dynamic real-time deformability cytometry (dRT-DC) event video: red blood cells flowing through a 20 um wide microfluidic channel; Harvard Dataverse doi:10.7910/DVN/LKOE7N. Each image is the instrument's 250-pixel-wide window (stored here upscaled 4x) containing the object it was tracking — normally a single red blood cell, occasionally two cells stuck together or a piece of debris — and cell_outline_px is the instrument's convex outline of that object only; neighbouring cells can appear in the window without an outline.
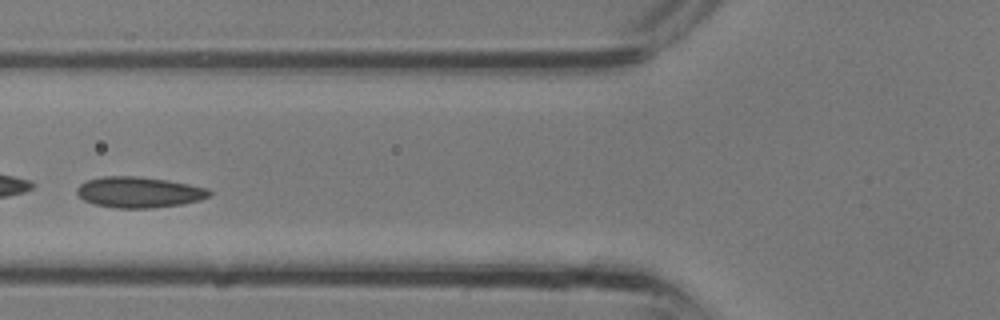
{"species": "common noctule bat (a hibernating species)", "species_latin": "Nyctalus noctula", "temperature_condition": "room temperature", "stored_images_in_passage": 10, "camera_frame_rate_fps": 3000, "um_per_image_px": 0.085, "animal": {"sex": "male", "body_mass_g": 13.3}, "frame": {"image": 1, "passage_image": 5, "time_ms": 1.333, "image_size_px": [1000, 320], "cell_outline_px": [[212, 196], [200, 200], [180, 204], [152, 208], [116, 208], [92, 204], [84, 200], [76, 192], [76, 188], [80, 184], [88, 180], [100, 176], [136, 176], [168, 180], [208, 188], [212, 192]], "centroid_in_image_um": [11.82, 16.34], "position_along_channel_um": 114.0, "area_um2": 23.93}}
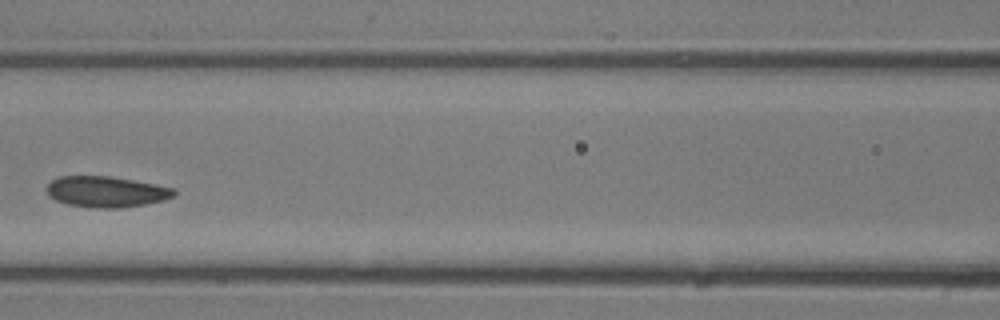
{"frame": {"image": 2, "passage_image": 7, "time_ms": 2.0, "image_size_px": [1000, 320], "cell_outline_px": [[176, 192], [172, 196], [164, 200], [144, 204], [120, 208], [100, 208], [68, 204], [56, 200], [48, 196], [48, 184], [52, 180], [60, 176], [108, 176], [132, 180], [176, 188]], "centroid_in_image_um": [9.03, 16.29], "position_along_channel_um": 157.6, "area_um2": 22.66}}
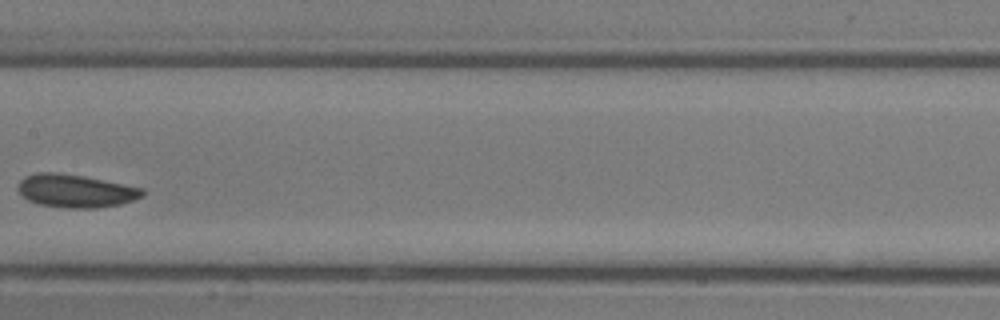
{"frame": {"image": 3, "passage_image": 9, "time_ms": 2.667, "image_size_px": [1000, 320], "cell_outline_px": [[144, 196], [120, 204], [96, 208], [68, 208], [36, 204], [28, 200], [16, 188], [20, 180], [24, 176], [36, 172], [60, 172], [84, 176], [144, 188]], "centroid_in_image_um": [6.4, 16.22], "position_along_channel_um": 201.0, "area_um2": 24.16}}